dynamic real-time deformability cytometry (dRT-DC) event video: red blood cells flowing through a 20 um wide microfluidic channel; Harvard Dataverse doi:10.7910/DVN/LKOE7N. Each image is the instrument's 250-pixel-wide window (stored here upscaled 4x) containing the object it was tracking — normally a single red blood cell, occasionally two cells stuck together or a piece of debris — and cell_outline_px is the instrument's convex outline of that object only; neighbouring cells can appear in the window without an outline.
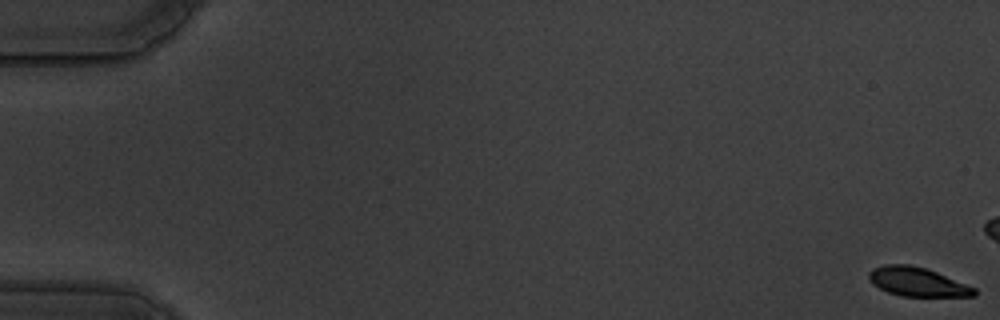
{"species": "common noctule bat (a hibernating species)", "species_latin": "Nyctalus noctula", "temperature_condition": "warm", "stored_images_in_passage": 19, "camera_frame_rate_fps": 3000, "um_per_image_px": 0.085, "animal": {"sex": "male", "body_mass_g": 19.5, "forearm_length_mm": 54.6}, "frame": {"image": 1, "passage_image": 1, "time_ms": 0.0, "image_size_px": [1000, 320], "cell_outline_px": [[976, 296], [900, 296], [888, 292], [872, 284], [868, 280], [868, 272], [872, 268], [884, 264], [908, 264], [924, 268], [936, 272], [976, 288]], "centroid_in_image_um": [77.92, 23.95], "position_along_channel_um": 7.1, "area_um2": 17.74}}